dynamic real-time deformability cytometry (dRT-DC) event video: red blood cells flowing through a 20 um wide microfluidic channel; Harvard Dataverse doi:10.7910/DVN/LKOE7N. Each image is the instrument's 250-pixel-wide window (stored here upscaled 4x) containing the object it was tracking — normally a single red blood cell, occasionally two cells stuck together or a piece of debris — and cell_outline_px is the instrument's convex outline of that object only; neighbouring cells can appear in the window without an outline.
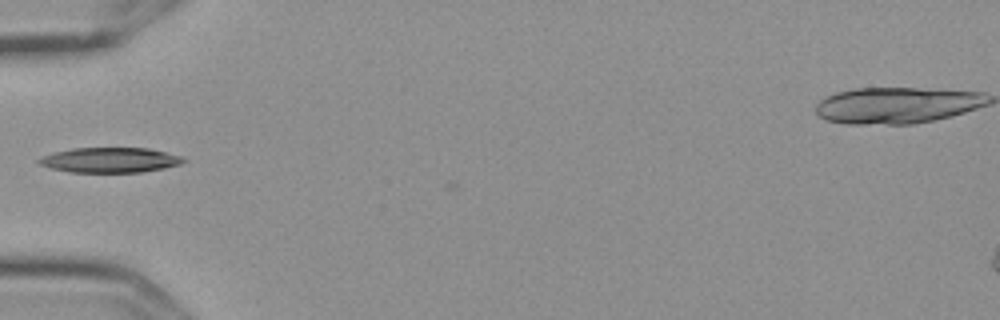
{"species": "Egyptian fruit bat (a non-hibernating species)", "species_latin": "Rousettus aegyptiacus", "temperature_condition": "cold", "stored_images_in_passage": 40, "camera_frame_rate_fps": 3000, "um_per_image_px": 0.085, "frame": {"image": 1, "passage_image": 3, "time_ms": 0.667, "image_size_px": [1000, 320], "cell_outline_px": [[188, 160], [180, 164], [164, 168], [140, 172], [72, 172], [52, 168], [40, 164], [36, 160], [44, 156], [56, 152], [72, 148], [148, 148], [180, 156]], "centroid_in_image_um": [9.37, 13.6], "position_along_channel_um": 75.6, "area_um2": 20.81}}
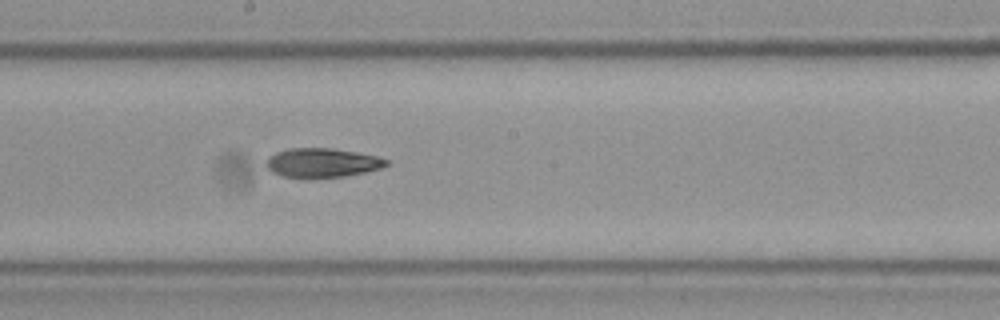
{"frame": {"image": 2, "passage_image": 15, "time_ms": 4.667, "image_size_px": [1000, 320], "cell_outline_px": [[388, 164], [380, 168], [364, 172], [344, 176], [284, 176], [272, 172], [268, 168], [268, 156], [276, 152], [288, 148], [332, 148], [356, 152], [376, 156], [388, 160]], "centroid_in_image_um": [27.39, 13.8], "position_along_channel_um": 220.8, "area_um2": 19.77}}
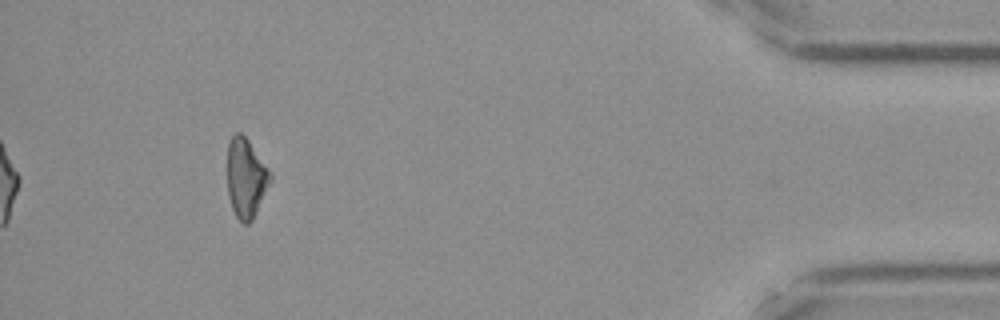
{"frame": {"image": 3, "passage_image": 36, "time_ms": 11.667, "image_size_px": [1000, 320], "cell_outline_px": [[272, 180], [252, 220], [248, 224], [244, 224], [236, 216], [232, 208], [228, 192], [228, 144], [232, 136], [236, 132], [240, 132], [248, 140], [268, 168], [272, 176]], "centroid_in_image_um": [20.91, 15.13], "position_along_channel_um": 414.3, "area_um2": 19.59}, "authors_computed_cell_mechanics": {"area_um2": 20.4034, "velocity_mm_per_s": 3.6015, "shape_relaxation_time_tau1_ms": 8.3594, "shape_relaxation_time_tau2_ms": 5.564, "deformation_change_tau1": 0.211, "deformation_change_tau2": 0.1423}}